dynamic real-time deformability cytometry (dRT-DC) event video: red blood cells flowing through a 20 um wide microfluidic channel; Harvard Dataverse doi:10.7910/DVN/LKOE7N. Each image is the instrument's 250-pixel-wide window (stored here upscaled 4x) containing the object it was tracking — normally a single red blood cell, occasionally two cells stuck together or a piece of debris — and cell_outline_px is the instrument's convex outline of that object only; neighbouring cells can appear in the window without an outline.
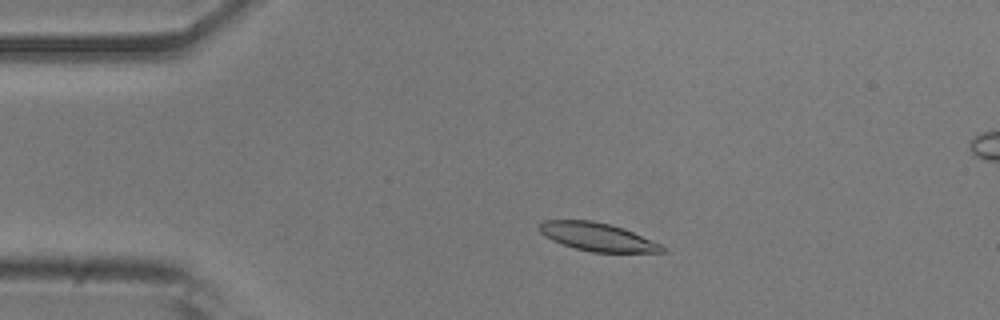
{"species": "common noctule bat (a hibernating species)", "species_latin": "Nyctalus noctula", "temperature_condition": "room temperature", "stored_images_in_passage": 31, "camera_frame_rate_fps": 3000, "um_per_image_px": 0.085, "animal": {"sex": "male", "body_mass_g": 20.5, "forearm_length_mm": 52.5}, "frame": {"image": 1, "passage_image": 9, "time_ms": 2.667, "image_size_px": [1000, 320], "cell_outline_px": [[668, 248], [664, 252], [592, 252], [576, 248], [552, 240], [544, 236], [540, 232], [540, 224], [544, 220], [592, 220], [612, 224], [624, 228], [660, 244]], "centroid_in_image_um": [50.8, 20.13], "position_along_channel_um": 34.2, "area_um2": 20.06}}
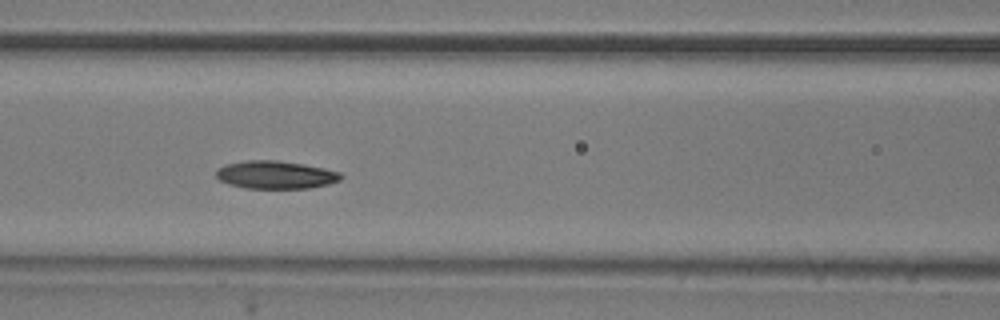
{"frame": {"image": 2, "passage_image": 21, "time_ms": 6.667, "image_size_px": [1000, 320], "cell_outline_px": [[344, 176], [340, 180], [328, 184], [308, 188], [244, 188], [228, 184], [220, 180], [216, 176], [216, 172], [220, 168], [228, 164], [248, 160], [276, 160], [304, 164], [324, 168], [340, 172]], "centroid_in_image_um": [23.46, 14.86], "position_along_channel_um": 143.1, "area_um2": 20.17}}
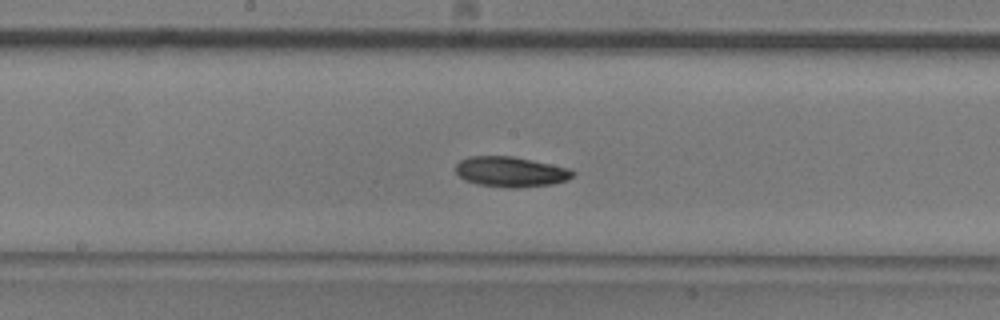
{"frame": {"image": 3, "passage_image": 26, "time_ms": 8.333, "image_size_px": [1000, 320], "cell_outline_px": [[576, 172], [568, 180], [552, 184], [520, 188], [504, 188], [476, 184], [464, 180], [456, 172], [456, 164], [460, 160], [468, 156], [512, 156], [572, 168]], "centroid_in_image_um": [43.43, 14.61], "position_along_channel_um": 204.8, "area_um2": 20.98}}